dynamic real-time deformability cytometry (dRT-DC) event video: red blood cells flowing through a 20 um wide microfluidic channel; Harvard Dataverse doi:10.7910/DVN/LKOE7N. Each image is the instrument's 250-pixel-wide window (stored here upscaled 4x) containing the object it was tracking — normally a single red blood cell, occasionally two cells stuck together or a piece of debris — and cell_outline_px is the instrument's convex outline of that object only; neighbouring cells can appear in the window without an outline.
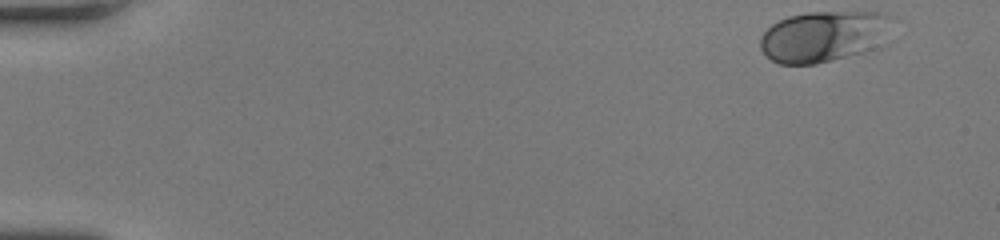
{"species": "human", "species_latin": "Homo sapiens", "temperature_condition": "room temperature", "stored_images_in_passage": 12, "camera_frame_rate_fps": 3000, "um_per_image_px": 0.085, "donor": {"sex": "female"}, "frame": {"image": 1, "passage_image": 1, "time_ms": 0.0, "image_size_px": [1000, 240], "cell_outline_px": [[896, 16], [872, 48], [860, 52], [816, 64], [780, 64], [772, 60], [760, 48], [760, 36], [772, 24], [788, 16], [808, 12], [884, 12]], "centroid_in_image_um": [69.94, 3.06], "position_along_channel_um": 15.1, "area_um2": 38.49}}